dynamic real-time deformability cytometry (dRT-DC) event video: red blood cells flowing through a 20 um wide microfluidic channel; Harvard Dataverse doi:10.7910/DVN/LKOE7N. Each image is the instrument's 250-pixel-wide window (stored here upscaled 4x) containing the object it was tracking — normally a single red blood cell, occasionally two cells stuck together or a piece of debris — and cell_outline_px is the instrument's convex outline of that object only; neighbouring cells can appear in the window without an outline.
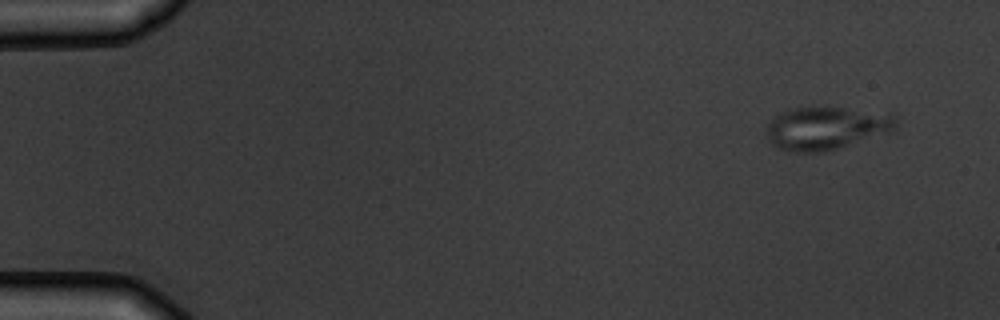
{"species": "common noctule bat (a hibernating species)", "species_latin": "Nyctalus noctula", "temperature_condition": "warm", "stored_images_in_passage": 5, "camera_frame_rate_fps": 3000, "um_per_image_px": 0.085, "animal": {"sex": "male", "body_mass_g": 19.5, "forearm_length_mm": 54.6}, "frame": {"image": 1, "passage_image": 5, "time_ms": 5.667, "image_size_px": [1000, 320], "cell_outline_px": [[900, 120], [896, 132], [824, 152], [788, 152], [776, 148], [768, 140], [768, 124], [780, 112], [796, 108], [828, 104], [896, 112]], "centroid_in_image_um": [70.43, 10.84], "position_along_channel_um": 14.6, "area_um2": 34.51}}